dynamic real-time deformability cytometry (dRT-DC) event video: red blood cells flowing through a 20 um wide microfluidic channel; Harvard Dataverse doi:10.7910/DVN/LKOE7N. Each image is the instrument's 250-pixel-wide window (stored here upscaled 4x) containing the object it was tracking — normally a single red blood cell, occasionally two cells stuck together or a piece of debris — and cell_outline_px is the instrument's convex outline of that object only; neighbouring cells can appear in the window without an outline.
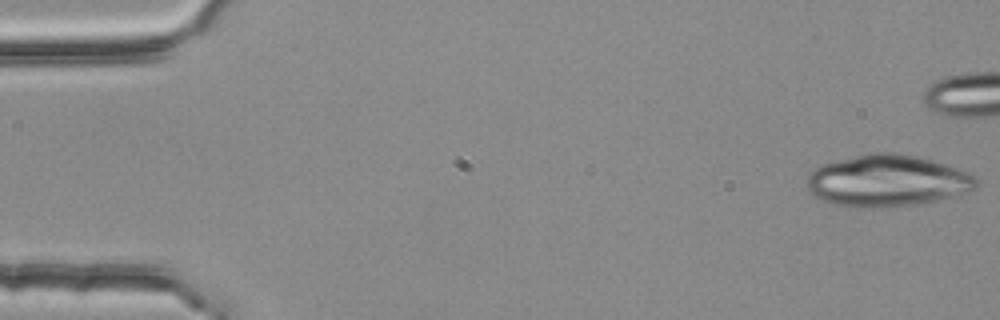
{"species": "common noctule bat (a hibernating species)", "species_latin": "Nyctalus noctula", "temperature_condition": "room temperature", "stored_images_in_passage": 5, "camera_frame_rate_fps": 3000, "um_per_image_px": 0.085, "animal": {"sex": "female", "body_mass_g": 25.1}, "frame": {"image": 1, "passage_image": 1, "time_ms": 0.0, "image_size_px": [1000, 320], "cell_outline_px": [[976, 188], [960, 196], [916, 204], [852, 208], [848, 208], [820, 200], [812, 196], [808, 192], [808, 176], [820, 164], [868, 152], [896, 152], [916, 156], [932, 160], [960, 168], [976, 176]], "centroid_in_image_um": [75.42, 15.36], "position_along_channel_um": 9.6, "area_um2": 51.5}}